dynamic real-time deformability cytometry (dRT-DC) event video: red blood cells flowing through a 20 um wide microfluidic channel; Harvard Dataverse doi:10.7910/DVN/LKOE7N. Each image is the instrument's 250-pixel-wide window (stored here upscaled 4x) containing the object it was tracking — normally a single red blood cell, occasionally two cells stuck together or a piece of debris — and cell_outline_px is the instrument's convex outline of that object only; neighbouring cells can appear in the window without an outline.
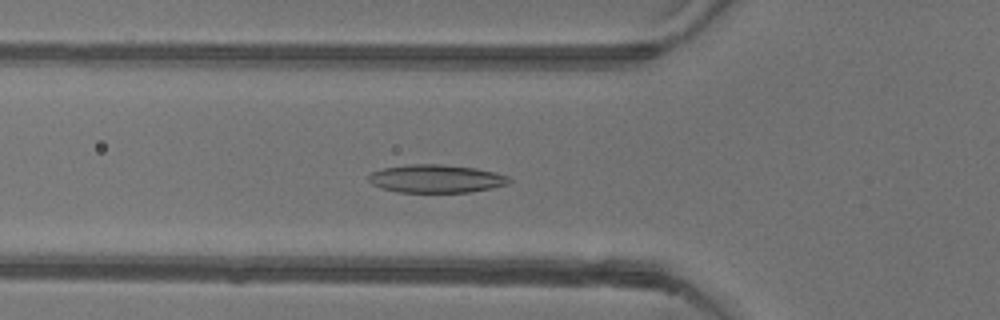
{"species": "common noctule bat (a hibernating species)", "species_latin": "Nyctalus noctula", "temperature_condition": "warm", "stored_images_in_passage": 52, "camera_frame_rate_fps": 3000, "um_per_image_px": 0.085, "animal": {"sex": "female"}, "frame": {"image": 1, "passage_image": 18, "time_ms": 5.667, "image_size_px": [1000, 320], "cell_outline_px": [[512, 180], [508, 184], [492, 188], [468, 192], [396, 192], [380, 188], [372, 184], [368, 180], [368, 176], [372, 172], [384, 168], [408, 164], [440, 164], [476, 168], [496, 172], [508, 176]], "centroid_in_image_um": [37.07, 15.19], "position_along_channel_um": 88.7, "area_um2": 23.12}}
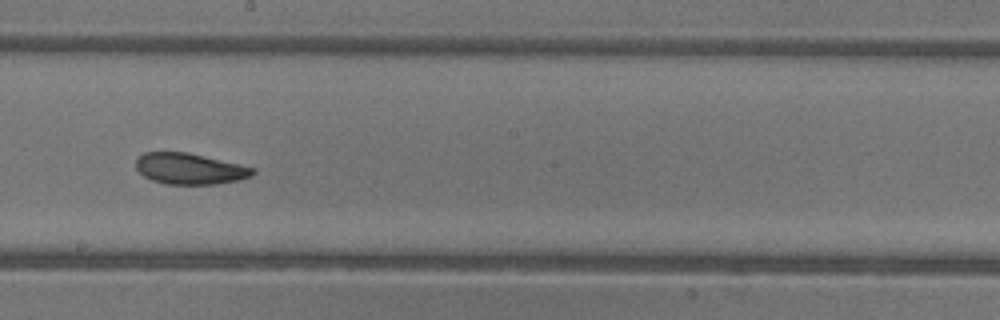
{"frame": {"image": 2, "passage_image": 29, "time_ms": 9.333, "image_size_px": [1000, 320], "cell_outline_px": [[256, 172], [252, 176], [240, 180], [216, 184], [164, 184], [152, 180], [144, 176], [136, 168], [136, 160], [144, 152], [188, 152], [240, 164], [256, 168]], "centroid_in_image_um": [16.16, 14.34], "position_along_channel_um": 232.0, "area_um2": 21.27}}
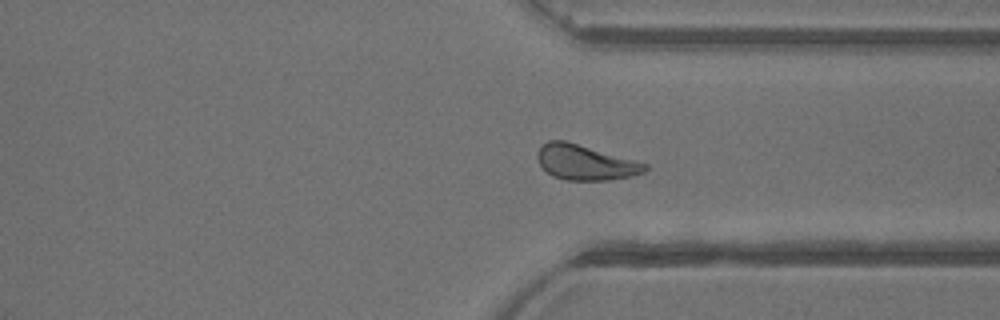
{"frame": {"image": 3, "passage_image": 39, "time_ms": 12.667, "image_size_px": [1000, 320], "cell_outline_px": [[648, 168], [644, 172], [632, 176], [608, 180], [568, 180], [552, 176], [540, 164], [536, 156], [536, 152], [548, 140], [564, 140], [648, 164]], "centroid_in_image_um": [49.74, 13.81], "position_along_channel_um": 361.7, "area_um2": 21.73}, "authors_computed_cell_mechanics": {"area_um2": 22.8888, "velocity_mm_per_s": 3.8933, "shape_relaxation_time_tau1_ms": 9.1523, "shape_relaxation_time_tau2_ms": 3.5611, "deformation_change_tau1": 0.2209, "deformation_change_tau2": 0.0877}}